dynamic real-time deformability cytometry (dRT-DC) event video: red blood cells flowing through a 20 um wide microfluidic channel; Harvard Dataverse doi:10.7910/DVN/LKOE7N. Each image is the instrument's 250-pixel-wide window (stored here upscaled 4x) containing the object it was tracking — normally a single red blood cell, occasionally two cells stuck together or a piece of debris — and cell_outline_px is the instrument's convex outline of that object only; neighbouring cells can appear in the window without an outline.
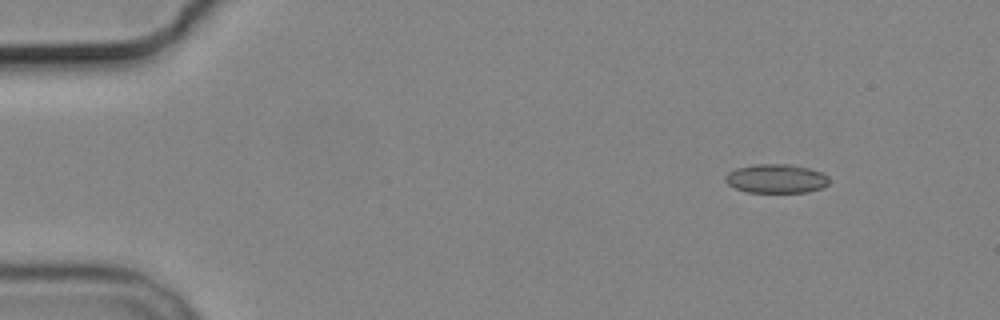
{"species": "common noctule bat (a hibernating species)", "species_latin": "Nyctalus noctula", "temperature_condition": "cold", "stored_images_in_passage": 4, "camera_frame_rate_fps": 3000, "um_per_image_px": 0.085, "animal": {"sex": "male", "body_mass_g": 19.2, "forearm_length_mm": 51.8}, "frame": {"image": 1, "passage_image": 1, "time_ms": 0.0, "image_size_px": [1000, 320], "cell_outline_px": [[828, 184], [820, 188], [808, 192], [748, 192], [736, 188], [728, 184], [724, 180], [724, 176], [728, 172], [736, 168], [752, 164], [788, 164], [808, 168], [820, 172], [828, 176]], "centroid_in_image_um": [65.94, 15.18], "position_along_channel_um": 19.1, "area_um2": 17.46}}